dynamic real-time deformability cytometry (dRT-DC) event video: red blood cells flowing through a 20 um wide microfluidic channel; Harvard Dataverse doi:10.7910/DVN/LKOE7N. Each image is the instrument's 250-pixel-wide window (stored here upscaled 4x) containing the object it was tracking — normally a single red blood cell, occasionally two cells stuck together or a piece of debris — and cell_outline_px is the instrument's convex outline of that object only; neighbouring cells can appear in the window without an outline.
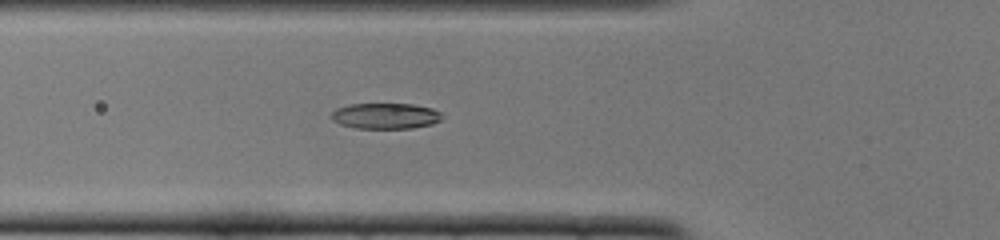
{"species": "common noctule bat (a hibernating species)", "species_latin": "Nyctalus noctula", "temperature_condition": "cold", "stored_images_in_passage": 51, "camera_frame_rate_fps": 3000, "um_per_image_px": 0.085, "animal": {"sex": "female", "body_mass_g": 22.0, "forearm_length_mm": 56.7}, "frame": {"image": 1, "passage_image": 18, "time_ms": 5.667, "image_size_px": [1000, 240], "cell_outline_px": [[444, 116], [440, 120], [432, 124], [412, 128], [356, 128], [340, 124], [332, 120], [332, 112], [336, 108], [348, 104], [412, 104], [432, 108], [440, 112]], "centroid_in_image_um": [32.77, 9.85], "position_along_channel_um": 93.0, "area_um2": 16.65}}
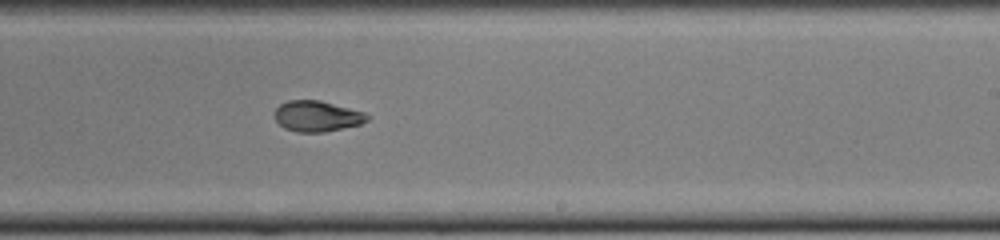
{"frame": {"image": 2, "passage_image": 31, "time_ms": 10.0, "image_size_px": [1000, 240], "cell_outline_px": [[368, 120], [360, 124], [324, 132], [296, 132], [284, 128], [276, 120], [276, 108], [280, 104], [288, 100], [320, 100], [364, 112], [368, 116]], "centroid_in_image_um": [26.94, 9.87], "position_along_channel_um": 262.1, "area_um2": 16.42}}
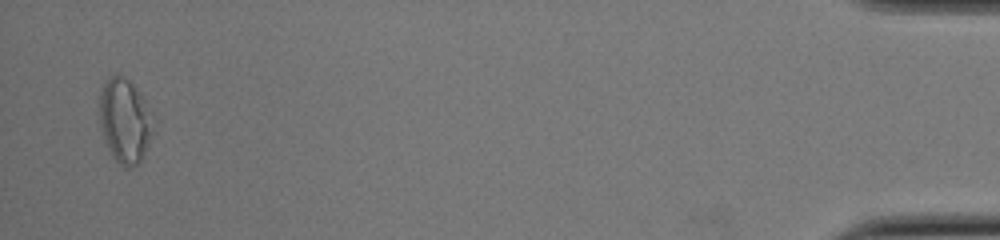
{"frame": {"image": 3, "passage_image": 50, "time_ms": 16.333, "image_size_px": [1000, 240], "cell_outline_px": [[152, 132], [144, 152], [140, 160], [136, 164], [128, 168], [124, 168], [112, 156], [104, 136], [100, 124], [100, 92], [104, 84], [112, 76], [124, 76], [136, 88], [144, 100]], "centroid_in_image_um": [10.56, 10.27], "position_along_channel_um": 424.6, "area_um2": 25.09}, "authors_computed_cell_mechanics": {"area_um2": 17.1088, "velocity_mm_per_s": 3.9069, "shape_relaxation_time_tau1_ms": 4.0545, "shape_relaxation_time_tau2_ms": 2.5876, "deformation_change_tau1": 0.1538, "deformation_change_tau2": 0.0746}}